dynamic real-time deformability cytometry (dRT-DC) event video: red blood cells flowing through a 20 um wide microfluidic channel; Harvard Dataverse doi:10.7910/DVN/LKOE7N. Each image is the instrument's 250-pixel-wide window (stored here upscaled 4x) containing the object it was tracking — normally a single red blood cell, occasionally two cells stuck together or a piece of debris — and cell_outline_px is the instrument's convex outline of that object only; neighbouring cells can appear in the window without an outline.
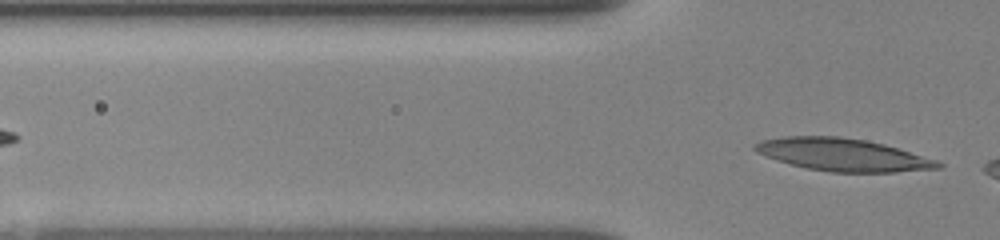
{"species": "human", "species_latin": "Homo sapiens", "temperature_condition": "room temperature", "stored_images_in_passage": 4, "segment_of_instrument_passage": [2, 2], "camera_frame_rate_fps": 3000, "um_per_image_px": 0.085, "donor": {"sex": "female"}, "frame": {"image": 1, "passage_image": 4, "time_ms": 3.0, "image_size_px": [1000, 240], "cell_outline_px": [[944, 168], [896, 172], [832, 172], [808, 168], [776, 160], [756, 152], [752, 148], [752, 144], [760, 140], [784, 136], [840, 136], [864, 140], [884, 144], [936, 160], [944, 164]], "centroid_in_image_um": [71.62, 13.15], "position_along_channel_um": 54.2, "area_um2": 34.68}}